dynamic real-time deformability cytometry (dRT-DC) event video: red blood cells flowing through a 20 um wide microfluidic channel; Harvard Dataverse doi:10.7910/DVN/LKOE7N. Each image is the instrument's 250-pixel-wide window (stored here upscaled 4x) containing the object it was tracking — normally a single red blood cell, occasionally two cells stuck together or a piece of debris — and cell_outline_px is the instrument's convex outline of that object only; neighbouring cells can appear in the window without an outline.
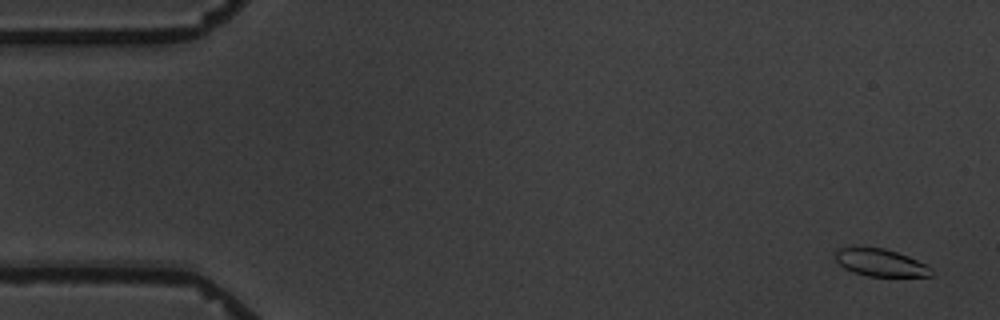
{"species": "common noctule bat (a hibernating species)", "species_latin": "Nyctalus noctula", "temperature_condition": "warm", "stored_images_in_passage": 4, "camera_frame_rate_fps": 3000, "um_per_image_px": 0.085, "animal": {"sex": "male", "body_mass_g": 19.5, "forearm_length_mm": 54.6}, "frame": {"image": 1, "passage_image": 1, "time_ms": 0.0, "image_size_px": [1000, 320], "cell_outline_px": [[932, 276], [868, 276], [852, 272], [844, 268], [836, 260], [836, 248], [884, 248], [908, 256], [932, 268]], "centroid_in_image_um": [74.84, 22.34], "position_along_channel_um": 10.2, "area_um2": 15.03}}